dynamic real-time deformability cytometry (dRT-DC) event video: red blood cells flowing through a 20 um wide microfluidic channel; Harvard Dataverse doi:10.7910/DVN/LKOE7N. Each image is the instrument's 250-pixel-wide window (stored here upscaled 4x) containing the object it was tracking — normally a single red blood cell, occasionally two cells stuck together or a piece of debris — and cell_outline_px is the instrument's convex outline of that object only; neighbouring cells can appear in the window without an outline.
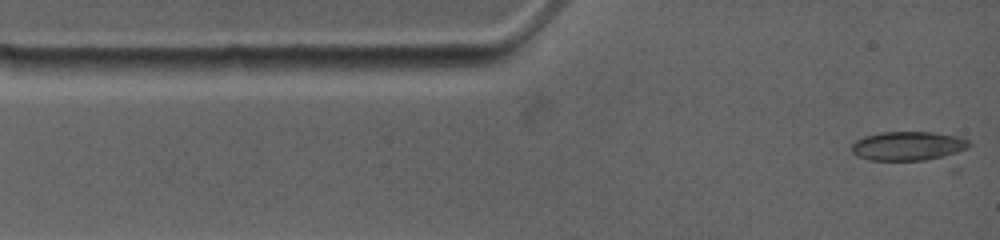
{"species": "common noctule bat (a hibernating species)", "species_latin": "Nyctalus noctula", "temperature_condition": "warm", "stored_images_in_passage": 4, "camera_frame_rate_fps": 4500, "um_per_image_px": 0.085, "animal": {"sex": "female", "body_mass_g": 19.0, "forearm_length_mm": 53.3}, "frame": {"image": 1, "passage_image": 1, "time_ms": 0.0, "image_size_px": [1000, 240], "cell_outline_px": [[972, 144], [968, 148], [948, 160], [868, 160], [856, 156], [852, 152], [852, 144], [856, 140], [864, 136], [880, 132], [932, 132], [960, 136], [968, 140]], "centroid_in_image_um": [77.3, 12.43], "position_along_channel_um": 7.7, "area_um2": 20.75}}